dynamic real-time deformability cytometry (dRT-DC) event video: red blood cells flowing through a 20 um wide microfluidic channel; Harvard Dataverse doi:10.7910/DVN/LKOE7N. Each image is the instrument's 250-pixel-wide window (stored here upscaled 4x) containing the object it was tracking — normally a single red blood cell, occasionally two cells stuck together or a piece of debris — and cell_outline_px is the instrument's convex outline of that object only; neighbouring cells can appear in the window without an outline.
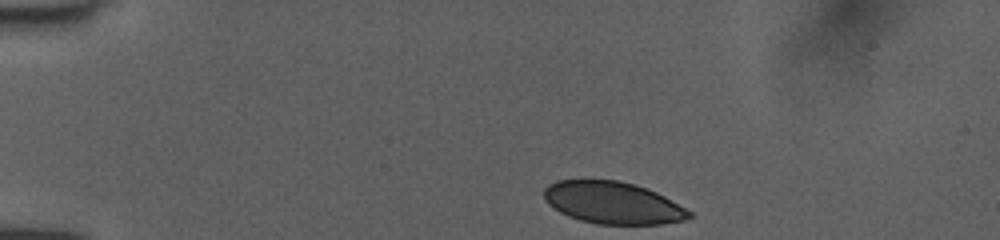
{"species": "human", "species_latin": "Homo sapiens", "temperature_condition": "room temperature", "stored_images_in_passage": 42, "camera_frame_rate_fps": 3000, "um_per_image_px": 0.085, "donor": {"sex": "female"}, "frame": {"image": 1, "passage_image": 1, "time_ms": 0.0, "image_size_px": [1000, 240], "cell_outline_px": [[692, 216], [684, 220], [660, 224], [596, 224], [580, 220], [568, 216], [560, 212], [548, 204], [544, 200], [544, 188], [548, 184], [556, 180], [620, 180], [636, 184], [656, 192], [664, 196], [692, 212]], "centroid_in_image_um": [52.06, 17.23], "position_along_channel_um": 32.9, "area_um2": 35.66}}
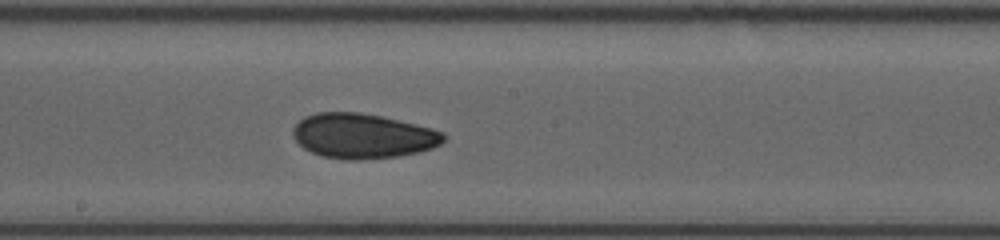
{"frame": {"image": 2, "passage_image": 20, "time_ms": 6.333, "image_size_px": [1000, 240], "cell_outline_px": [[448, 136], [440, 144], [432, 148], [420, 152], [396, 156], [356, 160], [348, 160], [324, 156], [312, 152], [304, 148], [292, 136], [292, 128], [304, 116], [316, 112], [360, 112], [380, 116], [416, 124], [432, 128], [444, 132]], "centroid_in_image_um": [30.84, 11.54], "position_along_channel_um": 217.4, "area_um2": 39.42}}
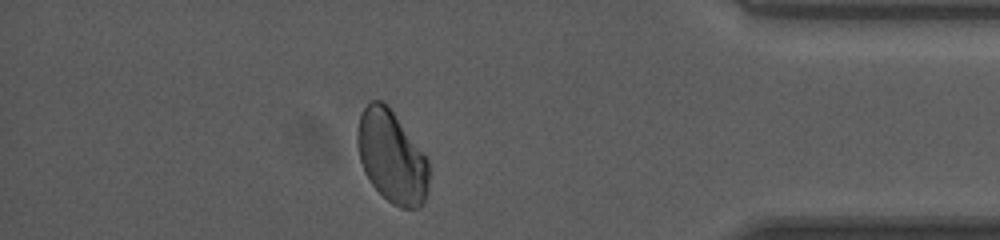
{"frame": {"image": 3, "passage_image": 36, "time_ms": 11.667, "image_size_px": [1000, 240], "cell_outline_px": [[428, 192], [424, 204], [420, 208], [400, 208], [392, 204], [372, 184], [364, 172], [360, 160], [356, 144], [356, 128], [360, 116], [364, 108], [372, 100], [384, 100], [388, 104], [428, 160]], "centroid_in_image_um": [33.28, 13.33], "position_along_channel_um": 401.9, "area_um2": 38.61}, "authors_computed_cell_mechanics": {"area_um2": 38.8705, "velocity_mm_per_s": 4.0157, "shape_relaxation_time_tau1_ms": 5.5972, "shape_relaxation_time_tau2_ms": 2.1319, "deformation_change_tau1": 0.1111, "deformation_change_tau2": 0.0471}}